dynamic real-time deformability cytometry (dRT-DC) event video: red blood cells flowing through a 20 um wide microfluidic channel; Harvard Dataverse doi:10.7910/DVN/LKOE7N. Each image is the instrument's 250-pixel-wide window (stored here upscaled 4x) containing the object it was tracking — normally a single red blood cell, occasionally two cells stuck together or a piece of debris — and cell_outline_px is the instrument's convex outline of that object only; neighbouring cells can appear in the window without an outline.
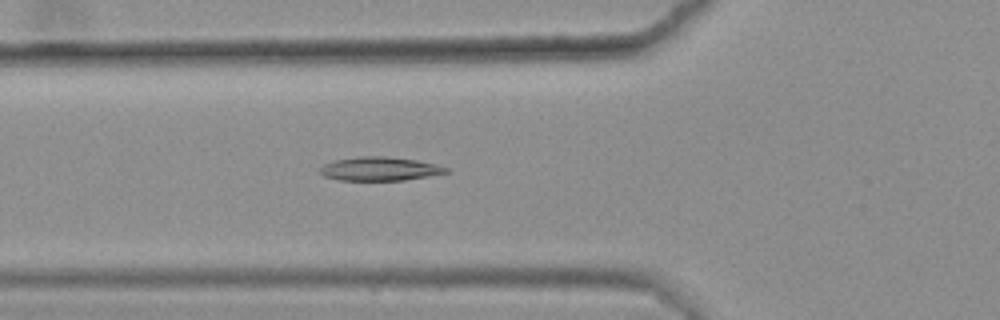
{"species": "common noctule bat (a hibernating species)", "species_latin": "Nyctalus noctula", "temperature_condition": "warm", "stored_images_in_passage": 49, "camera_frame_rate_fps": 3000, "um_per_image_px": 0.085, "animal": {"sex": "female", "body_mass_g": 25.1}, "frame": {"image": 1, "passage_image": 20, "time_ms": 6.333, "image_size_px": [1000, 320], "cell_outline_px": [[448, 172], [428, 176], [404, 180], [340, 180], [324, 176], [320, 172], [320, 168], [324, 164], [336, 160], [360, 156], [388, 156], [416, 160], [436, 164], [448, 168]], "centroid_in_image_um": [32.28, 14.34], "position_along_channel_um": 93.5, "area_um2": 17.28}}
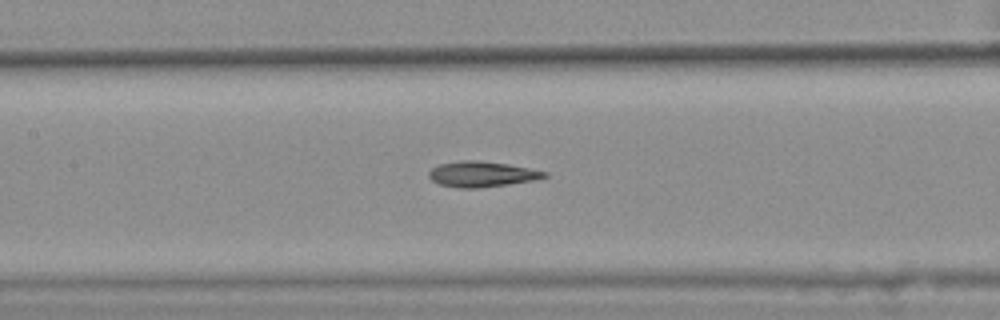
{"frame": {"image": 2, "passage_image": 26, "time_ms": 8.333, "image_size_px": [1000, 320], "cell_outline_px": [[548, 176], [536, 180], [480, 188], [460, 188], [440, 184], [432, 180], [428, 176], [428, 172], [432, 168], [440, 164], [460, 160], [480, 160], [508, 164], [548, 172]], "centroid_in_image_um": [40.96, 14.8], "position_along_channel_um": 166.4, "area_um2": 17.22}}
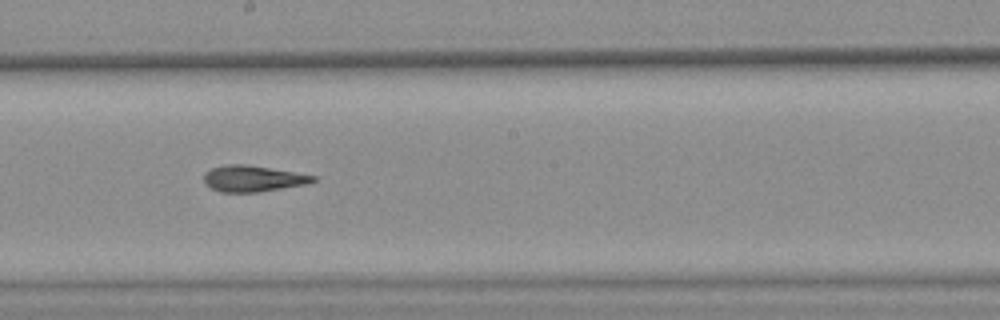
{"frame": {"image": 3, "passage_image": 31, "time_ms": 10.0, "image_size_px": [1000, 320], "cell_outline_px": [[316, 180], [308, 184], [256, 192], [220, 192], [204, 184], [204, 172], [212, 168], [228, 164], [244, 164], [316, 176]], "centroid_in_image_um": [21.45, 15.18], "position_along_channel_um": 226.7, "area_um2": 16.42}, "authors_computed_cell_mechanics": {"area_um2": 17.1666, "velocity_mm_per_s": 3.6286, "shape_relaxation_time_tau1_ms": null, "shape_relaxation_time_tau2_ms": 3.9925, "deformation_change_tau1": null, "deformation_change_tau2": 0.1272}}